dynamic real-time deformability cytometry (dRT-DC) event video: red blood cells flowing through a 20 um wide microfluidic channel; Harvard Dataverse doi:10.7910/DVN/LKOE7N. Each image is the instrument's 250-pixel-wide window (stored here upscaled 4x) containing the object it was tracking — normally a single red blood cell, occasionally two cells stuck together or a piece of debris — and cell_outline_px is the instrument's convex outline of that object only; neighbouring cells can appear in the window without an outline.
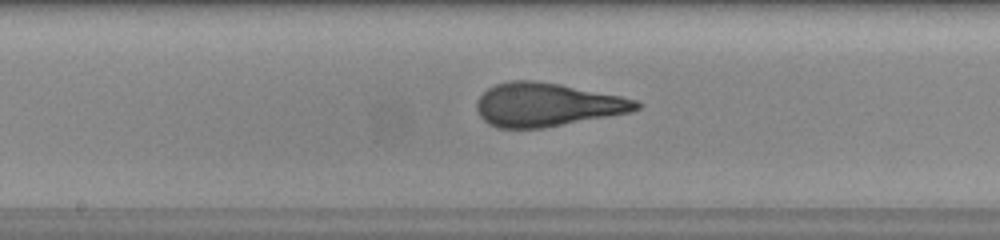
{"species": "human", "species_latin": "Homo sapiens", "temperature_condition": "warm", "stored_images_in_passage": 25, "camera_frame_rate_fps": 3000, "um_per_image_px": 0.085, "donor": {"sex": "female"}, "frame": {"image": 1, "passage_image": 11, "time_ms": 3.333, "image_size_px": [1000, 240], "cell_outline_px": [[644, 104], [640, 108], [632, 112], [540, 128], [500, 128], [488, 124], [480, 116], [476, 108], [476, 100], [488, 88], [496, 84], [508, 80], [536, 80], [560, 84], [620, 96], [636, 100]], "centroid_in_image_um": [46.48, 8.89], "position_along_channel_um": 201.7, "area_um2": 40.4}}